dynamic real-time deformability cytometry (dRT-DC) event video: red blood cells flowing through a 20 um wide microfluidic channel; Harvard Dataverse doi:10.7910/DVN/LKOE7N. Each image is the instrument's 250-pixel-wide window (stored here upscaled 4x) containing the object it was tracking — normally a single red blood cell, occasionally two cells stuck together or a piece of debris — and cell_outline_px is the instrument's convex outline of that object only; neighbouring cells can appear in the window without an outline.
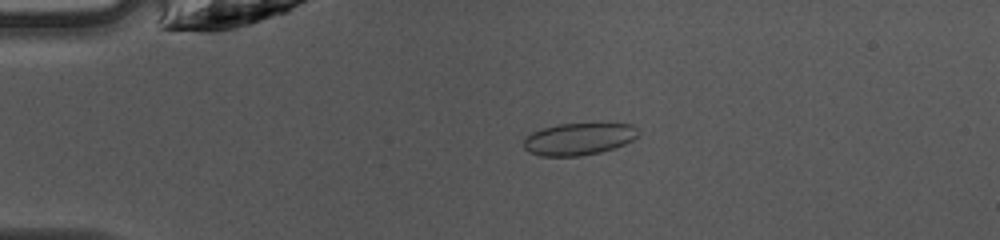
{"species": "common noctule bat (a hibernating species)", "species_latin": "Nyctalus noctula", "temperature_condition": "warm", "stored_images_in_passage": 48, "camera_frame_rate_fps": 3000, "um_per_image_px": 0.085, "animal": {"sex": "female", "body_mass_g": 10.0, "forearm_length_mm": 53.1}, "frame": {"image": 1, "passage_image": 11, "time_ms": 3.333, "image_size_px": [1000, 240], "cell_outline_px": [[640, 132], [632, 140], [616, 148], [600, 152], [580, 156], [540, 156], [528, 152], [524, 148], [524, 140], [532, 132], [556, 124], [596, 120], [604, 120], [632, 124]], "centroid_in_image_um": [49.26, 11.75], "position_along_channel_um": 35.7, "area_um2": 22.54}}
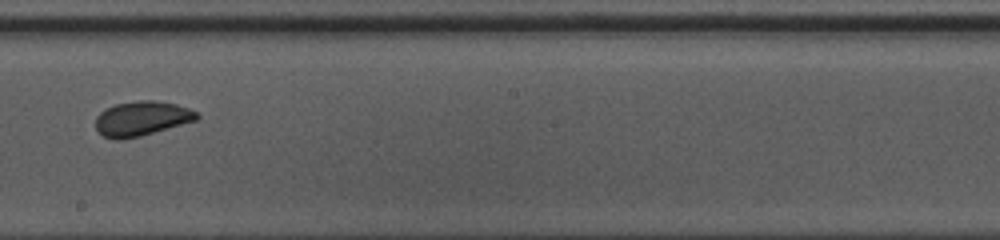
{"frame": {"image": 2, "passage_image": 28, "time_ms": 9.0, "image_size_px": [1000, 240], "cell_outline_px": [[200, 116], [196, 120], [140, 136], [120, 140], [116, 140], [104, 136], [96, 132], [96, 116], [104, 108], [116, 104], [140, 100], [156, 100], [176, 104], [188, 108], [196, 112]], "centroid_in_image_um": [12.0, 10.07], "position_along_channel_um": 236.2, "area_um2": 20.4}}
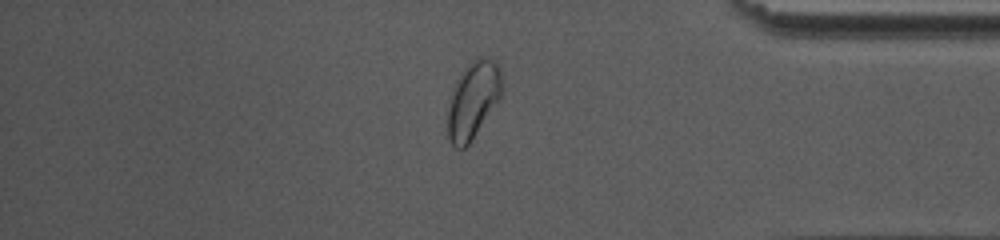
{"frame": {"image": 3, "passage_image": 41, "time_ms": 13.333, "image_size_px": [1000, 240], "cell_outline_px": [[504, 92], [472, 140], [464, 148], [456, 148], [452, 144], [448, 136], [448, 108], [452, 92], [464, 68], [476, 56], [488, 56], [496, 60], [500, 68], [504, 84]], "centroid_in_image_um": [40.27, 8.44], "position_along_channel_um": 394.9, "area_um2": 24.51}, "authors_computed_cell_mechanics": {"area_um2": 21.3282, "velocity_mm_per_s": 4.1438, "shape_relaxation_time_tau1_ms": null, "shape_relaxation_time_tau2_ms": 0.9575, "deformation_change_tau1": null, "deformation_change_tau2": 0.042}}